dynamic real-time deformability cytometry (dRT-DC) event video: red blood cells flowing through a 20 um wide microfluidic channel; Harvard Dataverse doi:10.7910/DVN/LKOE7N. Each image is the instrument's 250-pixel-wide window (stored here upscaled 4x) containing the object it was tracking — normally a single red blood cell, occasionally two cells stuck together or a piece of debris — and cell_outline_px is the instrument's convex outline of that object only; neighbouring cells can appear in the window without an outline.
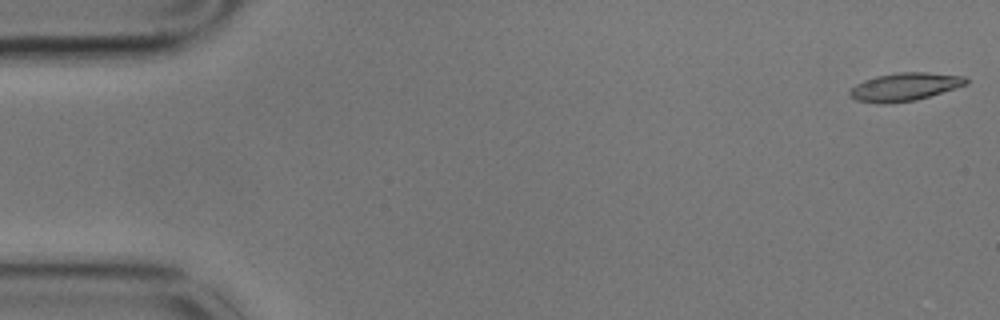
{"species": "common noctule bat (a hibernating species)", "species_latin": "Nyctalus noctula", "temperature_condition": "cold", "stored_images_in_passage": 58, "camera_frame_rate_fps": 3000, "um_per_image_px": 0.085, "animal": {"sex": "male", "body_mass_g": 17.9}, "frame": {"image": 1, "passage_image": 1, "time_ms": 0.0, "image_size_px": [1000, 320], "cell_outline_px": [[968, 84], [956, 88], [916, 100], [884, 104], [880, 104], [856, 100], [848, 92], [856, 84], [864, 80], [876, 76], [900, 72], [924, 72], [964, 76], [968, 80]], "centroid_in_image_um": [76.91, 7.38], "position_along_channel_um": 8.1, "area_um2": 18.9}}
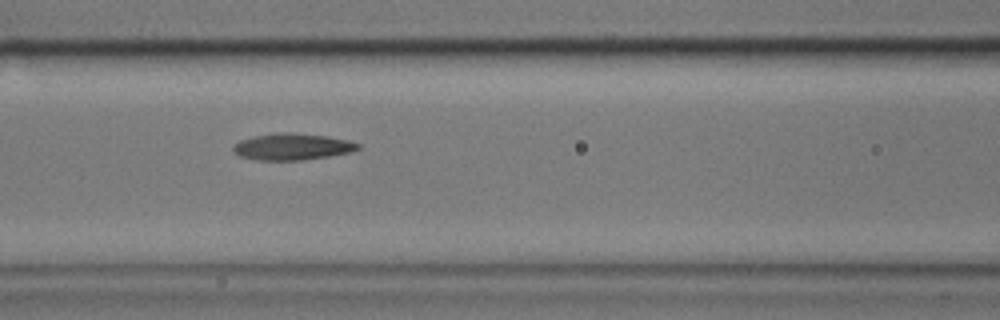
{"frame": {"image": 2, "passage_image": 24, "time_ms": 7.667, "image_size_px": [1000, 320], "cell_outline_px": [[360, 148], [348, 152], [328, 156], [300, 160], [256, 160], [240, 156], [232, 152], [232, 144], [240, 140], [252, 136], [284, 132], [288, 132], [328, 136], [348, 140], [360, 144]], "centroid_in_image_um": [24.78, 12.46], "position_along_channel_um": 141.8, "area_um2": 19.31}}
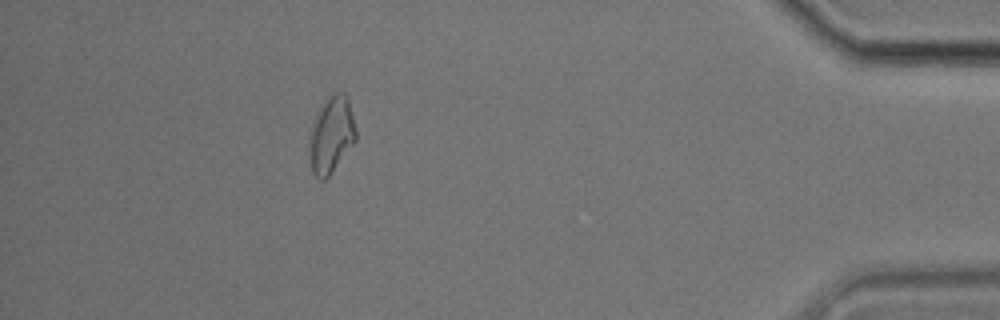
{"frame": {"image": 3, "passage_image": 52, "time_ms": 17.0, "image_size_px": [1000, 320], "cell_outline_px": [[356, 140], [328, 176], [324, 180], [320, 180], [312, 172], [308, 148], [308, 140], [312, 124], [316, 112], [320, 104], [332, 92], [344, 92], [348, 96], [356, 132]], "centroid_in_image_um": [28.13, 11.41], "position_along_channel_um": 407.1, "area_um2": 20.98}, "authors_computed_cell_mechanics": {"area_um2": 19.2185, "velocity_mm_per_s": 3.4047, "shape_relaxation_time_tau1_ms": null, "shape_relaxation_time_tau2_ms": 4.5229, "deformation_change_tau1": null, "deformation_change_tau2": 0.1119}}